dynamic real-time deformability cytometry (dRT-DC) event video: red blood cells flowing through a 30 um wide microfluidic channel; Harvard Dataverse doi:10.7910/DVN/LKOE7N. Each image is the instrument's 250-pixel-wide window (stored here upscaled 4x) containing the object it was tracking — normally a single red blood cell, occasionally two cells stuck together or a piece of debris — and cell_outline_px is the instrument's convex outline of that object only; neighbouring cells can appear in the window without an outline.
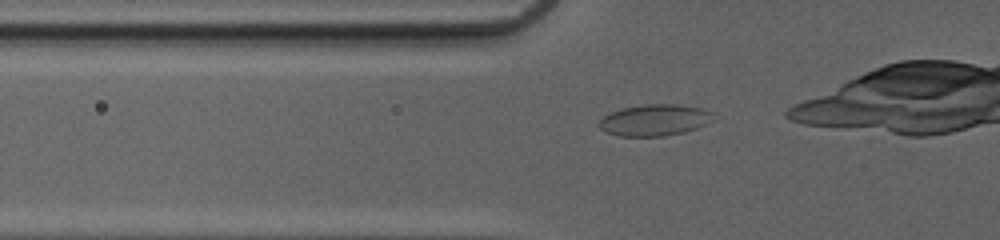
{"species": "common noctule bat (a hibernating species)", "species_latin": "Nyctalus noctula", "temperature_condition": "cold", "stored_images_in_passage": 16, "camera_frame_rate_fps": 3000, "um_per_image_px": 0.085, "animal": {"sex": "female", "body_mass_g": 20.0, "forearm_length_mm": 54.0}, "frame": {"image": 1, "passage_image": 10, "time_ms": 3.0, "image_size_px": [1000, 240], "cell_outline_px": [[712, 120], [696, 128], [684, 132], [664, 136], [620, 136], [608, 132], [600, 128], [596, 124], [604, 116], [612, 112], [624, 108], [644, 104], [676, 104], [700, 108], [712, 112]], "centroid_in_image_um": [55.62, 10.21], "position_along_channel_um": 70.2, "area_um2": 20.63}}
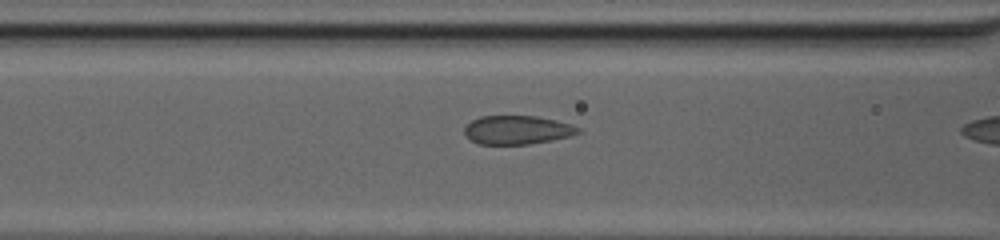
{"frame": {"image": 2, "passage_image": 14, "time_ms": 4.333, "image_size_px": [1000, 240], "cell_outline_px": [[580, 132], [568, 136], [552, 140], [528, 144], [476, 144], [464, 132], [464, 128], [472, 120], [480, 116], [536, 116], [556, 120], [572, 124], [580, 128]], "centroid_in_image_um": [43.96, 11.04], "position_along_channel_um": 122.6, "area_um2": 18.9}}